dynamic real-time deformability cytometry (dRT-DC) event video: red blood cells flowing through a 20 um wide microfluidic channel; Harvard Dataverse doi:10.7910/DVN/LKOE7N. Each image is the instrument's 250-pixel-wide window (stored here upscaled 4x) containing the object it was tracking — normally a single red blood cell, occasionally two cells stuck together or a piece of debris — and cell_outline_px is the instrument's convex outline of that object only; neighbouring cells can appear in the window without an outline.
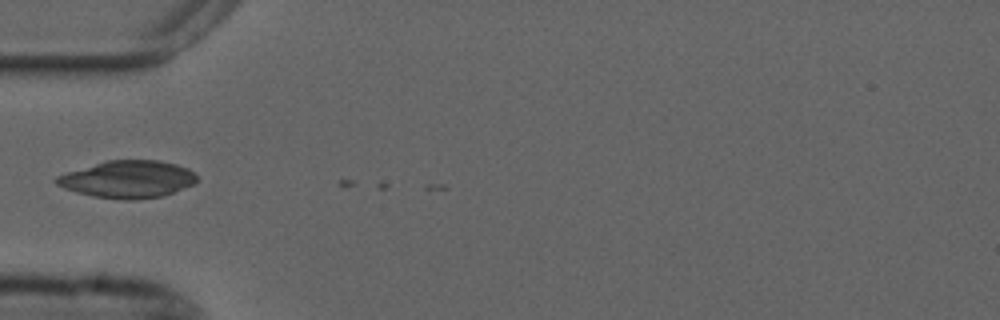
{"species": "common noctule bat (a hibernating species)", "species_latin": "Nyctalus noctula", "temperature_condition": "cold", "stored_images_in_passage": 5, "camera_frame_rate_fps": 3000, "um_per_image_px": 0.085, "animal": {"sex": "male", "forearm_length_mm": 52.5}, "frame": {"image": 1, "passage_image": 4, "time_ms": 1.0, "image_size_px": [1000, 320], "cell_outline_px": [[200, 180], [192, 184], [164, 196], [136, 200], [128, 200], [96, 196], [76, 192], [64, 188], [56, 184], [52, 180], [56, 176], [104, 160], [160, 160], [176, 164], [188, 168], [196, 172]], "centroid_in_image_um": [10.89, 15.23], "position_along_channel_um": 74.1, "area_um2": 30.69}}